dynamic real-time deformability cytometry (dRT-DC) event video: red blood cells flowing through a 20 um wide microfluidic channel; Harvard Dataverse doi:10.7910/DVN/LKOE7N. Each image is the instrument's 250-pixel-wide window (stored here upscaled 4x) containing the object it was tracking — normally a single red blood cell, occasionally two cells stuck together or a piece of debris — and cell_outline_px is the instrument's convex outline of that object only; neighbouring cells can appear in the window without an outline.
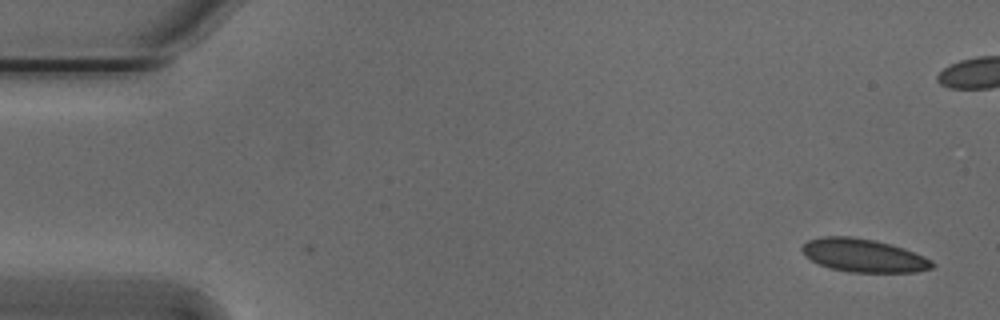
{"species": "Egyptian fruit bat (a non-hibernating species)", "species_latin": "Rousettus aegyptiacus", "temperature_condition": "cold", "stored_images_in_passage": 55, "camera_frame_rate_fps": 3000, "um_per_image_px": 0.085, "animal": {"sex": "male"}, "frame": {"image": 1, "passage_image": 3, "time_ms": 0.667, "image_size_px": [1000, 320], "cell_outline_px": [[936, 264], [932, 268], [916, 272], [848, 272], [828, 268], [804, 256], [800, 248], [808, 240], [820, 236], [852, 236], [876, 240], [904, 248], [924, 256], [932, 260]], "centroid_in_image_um": [73.39, 21.71], "position_along_channel_um": 11.6, "area_um2": 25.43}}
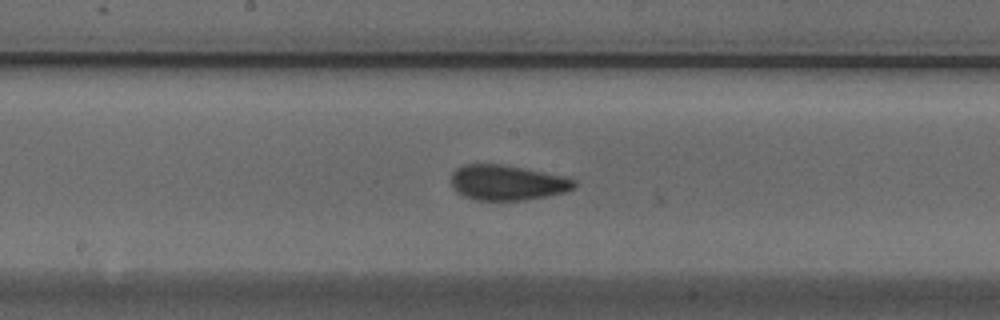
{"frame": {"image": 2, "passage_image": 28, "time_ms": 9.0, "image_size_px": [1000, 320], "cell_outline_px": [[576, 188], [564, 192], [548, 196], [524, 200], [476, 200], [464, 196], [456, 192], [452, 188], [452, 172], [456, 168], [464, 164], [500, 164], [568, 176], [576, 180]], "centroid_in_image_um": [43.14, 15.52], "position_along_channel_um": 205.1, "area_um2": 25.49}}
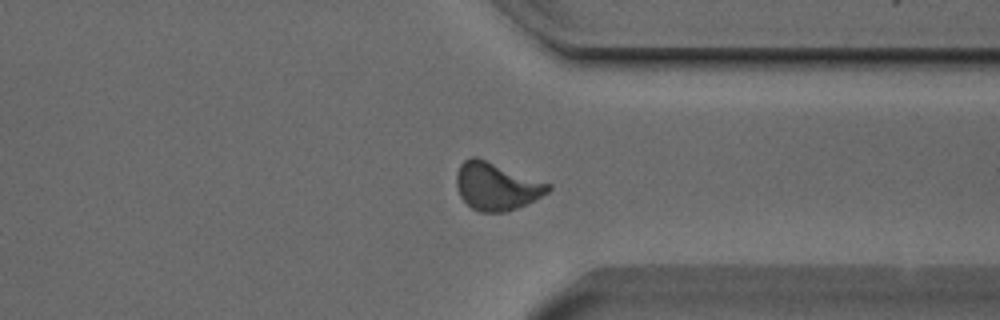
{"frame": {"image": 3, "passage_image": 41, "time_ms": 13.333, "image_size_px": [1000, 320], "cell_outline_px": [[552, 188], [548, 192], [508, 212], [480, 212], [472, 208], [460, 196], [456, 184], [456, 172], [460, 164], [464, 160], [472, 156], [476, 156], [552, 184]], "centroid_in_image_um": [42.18, 15.82], "position_along_channel_um": 369.2, "area_um2": 25.37}, "authors_computed_cell_mechanics": {"area_um2": 25.0852, "velocity_mm_per_s": 3.8159, "shape_relaxation_time_tau1_ms": 4.0518, "shape_relaxation_time_tau2_ms": 0.7504, "deformation_change_tau1": 0.0988, "deformation_change_tau2": 0.0468}}